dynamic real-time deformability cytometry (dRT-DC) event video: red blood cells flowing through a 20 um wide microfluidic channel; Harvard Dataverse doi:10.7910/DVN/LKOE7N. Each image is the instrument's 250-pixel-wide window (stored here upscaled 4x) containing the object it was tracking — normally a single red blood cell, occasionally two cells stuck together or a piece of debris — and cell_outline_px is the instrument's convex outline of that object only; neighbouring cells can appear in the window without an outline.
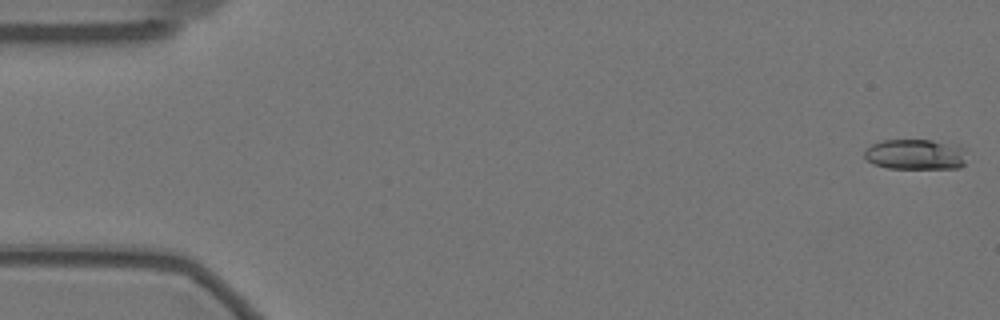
{"species": "Egyptian fruit bat (a non-hibernating species)", "species_latin": "Rousettus aegyptiacus", "temperature_condition": "warm", "stored_images_in_passage": 58, "camera_frame_rate_fps": 3000, "um_per_image_px": 0.085, "animal": {"sex": "female"}, "frame": {"image": 1, "passage_image": 1, "time_ms": 0.0, "image_size_px": [1000, 320], "cell_outline_px": [[968, 148], [964, 164], [960, 168], [888, 168], [872, 164], [864, 156], [864, 152], [872, 144], [884, 140], [932, 140]], "centroid_in_image_um": [77.86, 13.13], "position_along_channel_um": 7.1, "area_um2": 18.26}}
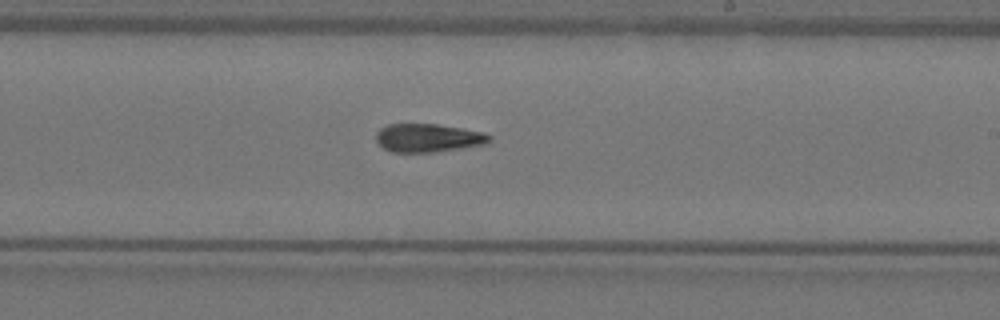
{"frame": {"image": 2, "passage_image": 34, "time_ms": 11.0, "image_size_px": [1000, 320], "cell_outline_px": [[492, 140], [484, 144], [460, 148], [432, 152], [392, 152], [384, 148], [376, 140], [376, 132], [380, 128], [388, 124], [436, 124], [484, 132], [492, 136]], "centroid_in_image_um": [36.38, 11.71], "position_along_channel_um": 252.6, "area_um2": 18.61}}
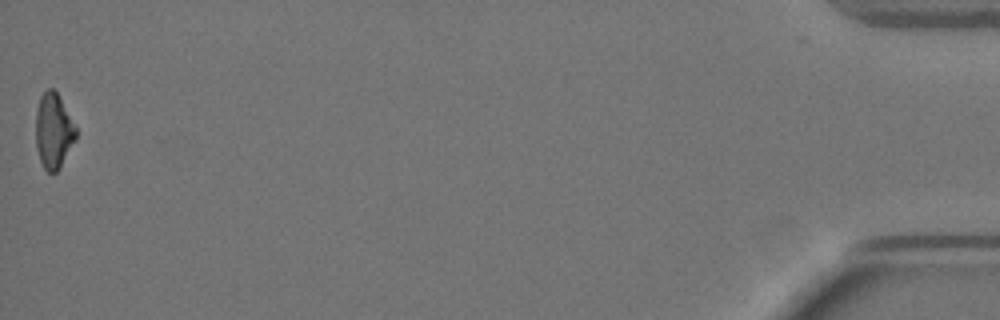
{"frame": {"image": 3, "passage_image": 58, "time_ms": 19.0, "image_size_px": [1000, 320], "cell_outline_px": [[76, 140], [60, 168], [56, 172], [48, 172], [44, 168], [40, 160], [36, 148], [36, 108], [40, 96], [48, 88], [52, 88], [56, 92], [76, 128]], "centroid_in_image_um": [4.54, 11.15], "position_along_channel_um": 430.7, "area_um2": 17.46}, "authors_computed_cell_mechanics": {"area_um2": 18.5538, "velocity_mm_per_s": 3.4675, "shape_relaxation_time_tau1_ms": 7.7121, "shape_relaxation_time_tau2_ms": null, "deformation_change_tau1": 0.2046, "deformation_change_tau2": null}}